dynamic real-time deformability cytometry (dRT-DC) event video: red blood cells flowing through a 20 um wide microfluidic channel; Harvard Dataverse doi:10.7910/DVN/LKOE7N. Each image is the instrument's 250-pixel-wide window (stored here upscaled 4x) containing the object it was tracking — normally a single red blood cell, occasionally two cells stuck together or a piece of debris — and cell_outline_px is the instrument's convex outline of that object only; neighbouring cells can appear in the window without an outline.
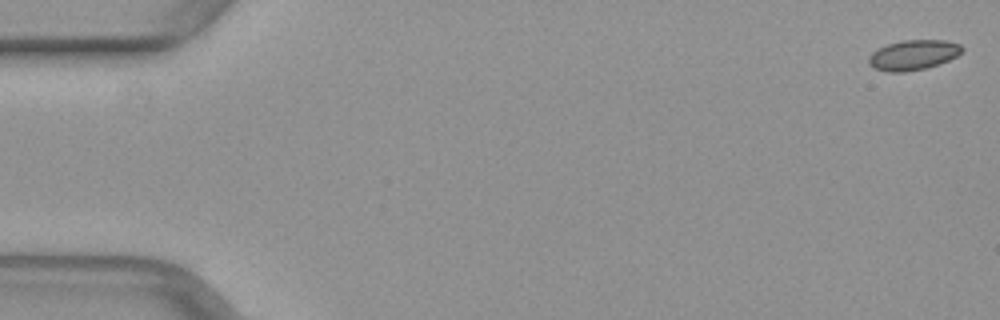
{"species": "common noctule bat (a hibernating species)", "species_latin": "Nyctalus noctula", "temperature_condition": "warm", "stored_images_in_passage": 50, "camera_frame_rate_fps": 3000, "um_per_image_px": 0.085, "animal": {"sex": "female", "body_mass_g": 29.2, "forearm_length_mm": 56.3}, "frame": {"image": 1, "passage_image": 1, "time_ms": 0.0, "image_size_px": [1000, 320], "cell_outline_px": [[964, 48], [956, 56], [948, 60], [924, 68], [904, 72], [888, 72], [876, 68], [868, 64], [868, 56], [872, 52], [888, 44], [900, 40], [944, 40], [960, 44]], "centroid_in_image_um": [77.6, 4.66], "position_along_channel_um": 7.4, "area_um2": 16.13}}
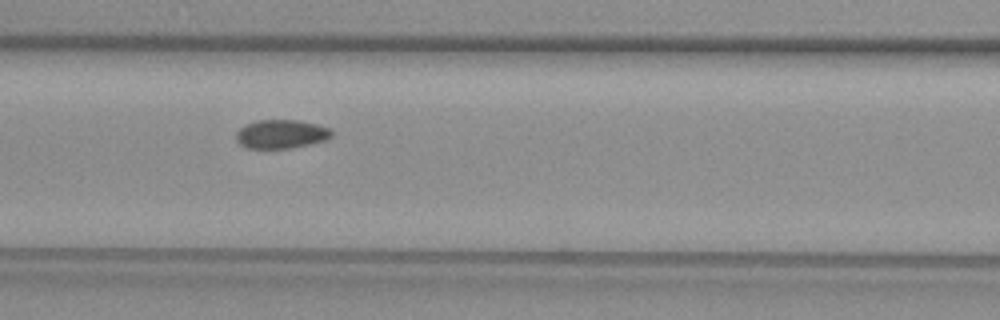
{"frame": {"image": 2, "passage_image": 22, "time_ms": 7.0, "image_size_px": [1000, 320], "cell_outline_px": [[332, 136], [324, 140], [312, 144], [292, 148], [248, 148], [240, 144], [236, 140], [236, 132], [244, 124], [256, 120], [300, 120], [332, 128]], "centroid_in_image_um": [23.91, 11.39], "position_along_channel_um": 142.7, "area_um2": 16.18}}
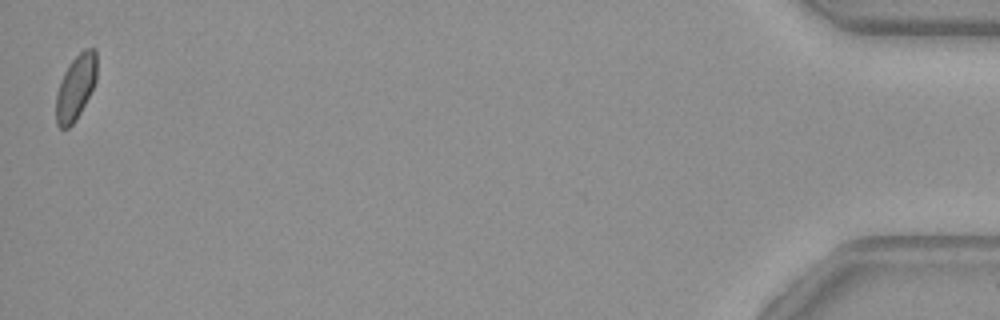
{"frame": {"image": 3, "passage_image": 50, "time_ms": 16.333, "image_size_px": [1000, 320], "cell_outline_px": [[96, 80], [76, 120], [68, 128], [60, 128], [56, 124], [56, 92], [60, 80], [68, 64], [84, 48], [96, 48]], "centroid_in_image_um": [6.41, 7.41], "position_along_channel_um": 428.8, "area_um2": 15.37}}